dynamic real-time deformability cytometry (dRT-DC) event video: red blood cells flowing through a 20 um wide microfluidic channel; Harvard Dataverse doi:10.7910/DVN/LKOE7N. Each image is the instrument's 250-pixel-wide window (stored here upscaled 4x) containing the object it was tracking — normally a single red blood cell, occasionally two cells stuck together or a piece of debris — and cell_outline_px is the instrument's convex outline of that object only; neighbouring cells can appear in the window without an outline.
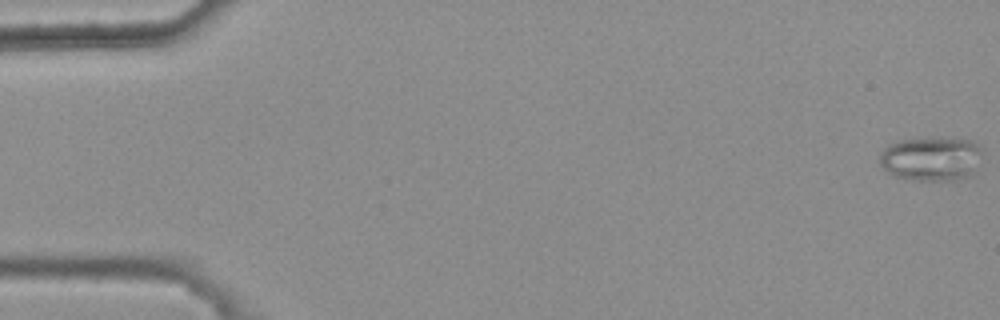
{"species": "common noctule bat (a hibernating species)", "species_latin": "Nyctalus noctula", "temperature_condition": "warm", "stored_images_in_passage": 9, "camera_frame_rate_fps": 3000, "um_per_image_px": 0.085, "animal": {"sex": "female", "body_mass_g": 25.1}, "frame": {"image": 1, "passage_image": 1, "time_ms": 0.0, "image_size_px": [1000, 320], "cell_outline_px": [[980, 152], [972, 176], [960, 180], [912, 180], [896, 176], [888, 172], [880, 164], [880, 152], [888, 144], [900, 140], [972, 140], [980, 148]], "centroid_in_image_um": [79.11, 13.54], "position_along_channel_um": 5.9, "area_um2": 25.66}}
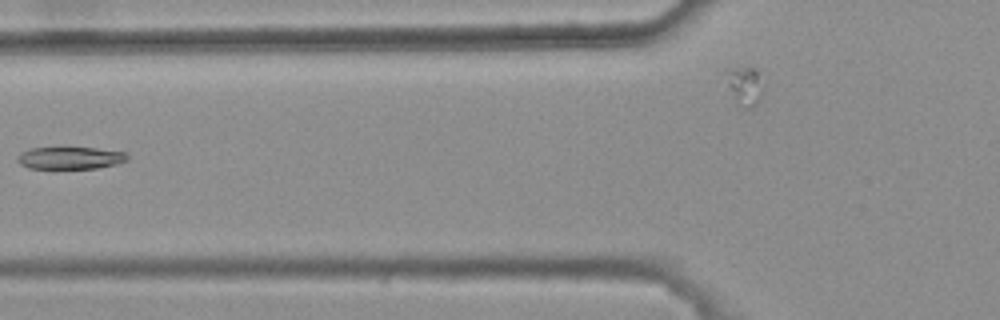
{"frame": {"image": 2, "passage_image": 7, "time_ms": 2.0, "image_size_px": [1000, 320], "cell_outline_px": [[128, 160], [116, 164], [100, 168], [52, 172], [28, 168], [20, 164], [16, 160], [16, 156], [20, 152], [32, 148], [96, 148], [124, 152], [128, 156]], "centroid_in_image_um": [5.89, 13.49], "position_along_channel_um": 119.9, "area_um2": 15.26}}
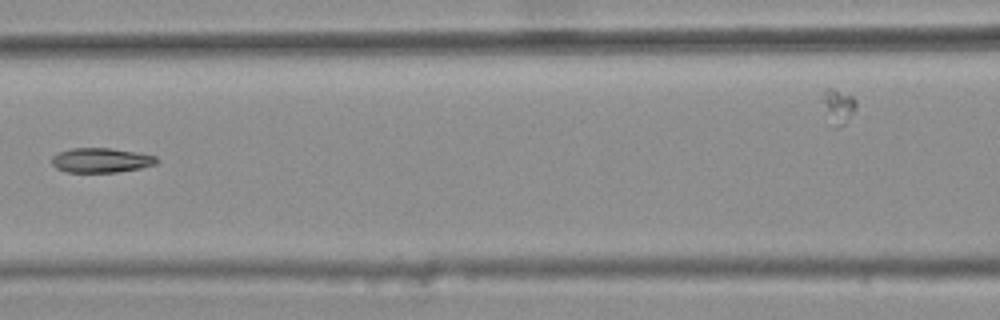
{"frame": {"image": 3, "passage_image": 8, "time_ms": 2.333, "image_size_px": [1000, 320], "cell_outline_px": [[160, 160], [156, 164], [140, 168], [116, 172], [68, 172], [56, 168], [52, 164], [52, 156], [60, 152], [72, 148], [112, 148], [136, 152], [156, 156]], "centroid_in_image_um": [8.61, 13.62], "position_along_channel_um": 158.0, "area_um2": 15.03}}